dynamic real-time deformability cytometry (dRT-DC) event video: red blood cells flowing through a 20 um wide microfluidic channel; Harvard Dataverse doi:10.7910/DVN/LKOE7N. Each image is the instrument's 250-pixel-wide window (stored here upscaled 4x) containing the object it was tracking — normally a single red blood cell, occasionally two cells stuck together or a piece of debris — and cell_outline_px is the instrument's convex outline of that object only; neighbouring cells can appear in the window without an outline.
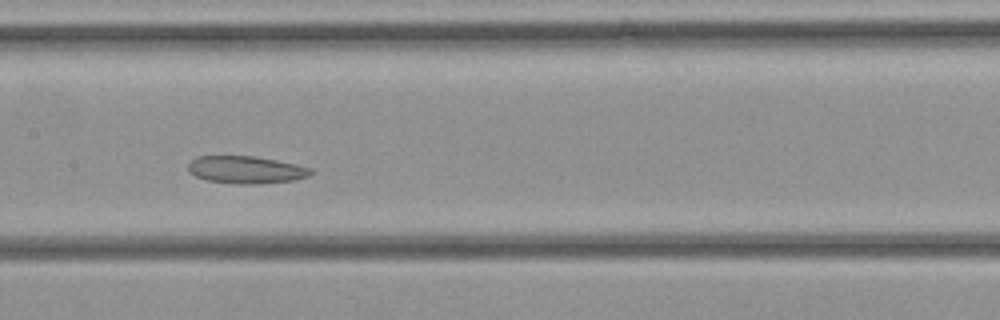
{"species": "common noctule bat (a hibernating species)", "species_latin": "Nyctalus noctula", "temperature_condition": "cold", "stored_images_in_passage": 35, "segment_of_instrument_passage": [1, 2], "camera_frame_rate_fps": 3000, "um_per_image_px": 0.085, "animal": {"sex": "female", "body_mass_g": 21.9}, "frame": {"image": 1, "passage_image": 16, "time_ms": 5.0, "image_size_px": [1000, 320], "cell_outline_px": [[312, 172], [308, 176], [292, 180], [260, 184], [236, 184], [204, 180], [188, 172], [188, 164], [196, 156], [256, 156], [296, 164], [312, 168]], "centroid_in_image_um": [20.88, 14.43], "position_along_channel_um": 186.5, "area_um2": 19.71}}
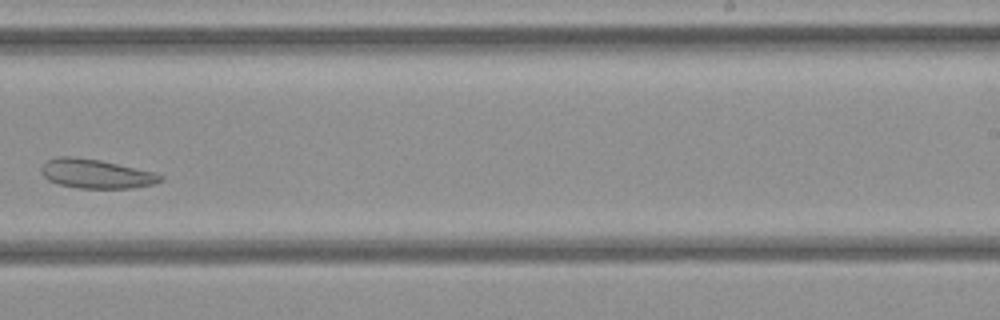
{"frame": {"image": 2, "passage_image": 21, "time_ms": 6.667, "image_size_px": [1000, 320], "cell_outline_px": [[164, 180], [156, 184], [132, 188], [76, 188], [60, 184], [48, 180], [44, 176], [40, 168], [48, 160], [56, 156], [72, 156], [100, 160], [156, 172], [164, 176]], "centroid_in_image_um": [8.22, 14.77], "position_along_channel_um": 280.8, "area_um2": 20.4}}
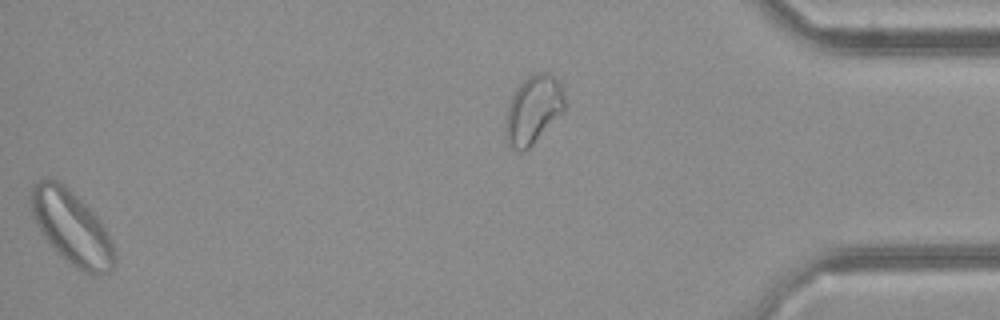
{"frame": {"image": 3, "passage_image": 34, "time_ms": 11.0, "image_size_px": [1000, 320], "cell_outline_px": [[116, 260], [112, 268], [108, 272], [96, 276], [84, 272], [76, 268], [56, 252], [44, 236], [36, 224], [32, 216], [32, 188], [40, 180], [56, 180], [64, 184], [100, 220], [112, 244], [116, 256]], "centroid_in_image_um": [6.11, 19.39], "position_along_channel_um": 429.1, "area_um2": 35.08}}